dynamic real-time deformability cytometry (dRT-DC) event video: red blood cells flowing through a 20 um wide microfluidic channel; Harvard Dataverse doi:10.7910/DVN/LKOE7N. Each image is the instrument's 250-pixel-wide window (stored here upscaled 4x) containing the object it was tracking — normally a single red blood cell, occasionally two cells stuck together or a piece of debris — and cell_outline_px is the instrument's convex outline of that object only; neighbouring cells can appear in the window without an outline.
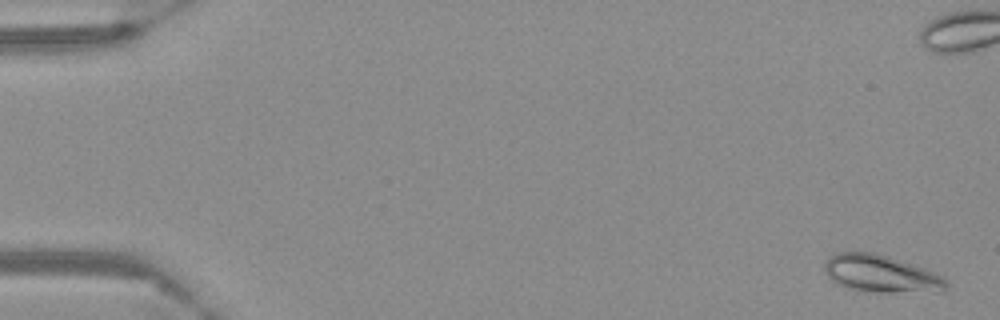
{"species": "Egyptian fruit bat (a non-hibernating species)", "species_latin": "Rousettus aegyptiacus", "temperature_condition": "warm", "stored_images_in_passage": 59, "camera_frame_rate_fps": 3000, "um_per_image_px": 0.085, "frame": {"image": 1, "passage_image": 2, "time_ms": 0.333, "image_size_px": [1000, 320], "cell_outline_px": [[948, 288], [944, 292], [856, 292], [844, 288], [836, 284], [824, 272], [824, 264], [828, 256], [836, 252], [872, 252], [888, 256], [916, 264], [936, 272], [944, 276], [948, 280]], "centroid_in_image_um": [74.91, 23.29], "position_along_channel_um": 10.1, "area_um2": 27.51}}
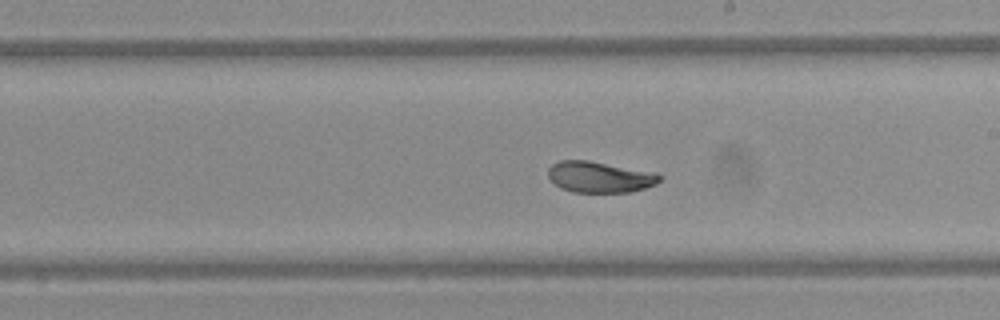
{"frame": {"image": 2, "passage_image": 34, "time_ms": 11.0, "image_size_px": [1000, 320], "cell_outline_px": [[664, 176], [656, 184], [632, 192], [572, 192], [560, 188], [548, 176], [548, 168], [552, 164], [560, 160], [588, 160], [656, 172]], "centroid_in_image_um": [51.0, 15.04], "position_along_channel_um": 238.0, "area_um2": 20.35}}
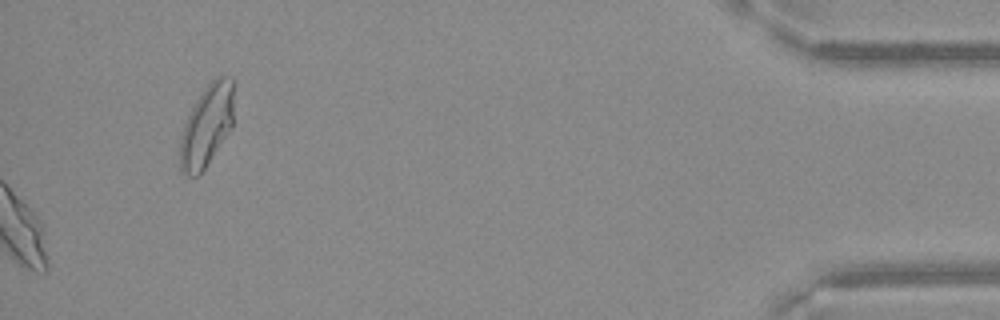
{"frame": {"image": 3, "passage_image": 59, "time_ms": 19.333, "image_size_px": [1000, 320], "cell_outline_px": [[232, 128], [200, 176], [188, 176], [180, 172], [180, 136], [184, 124], [196, 100], [204, 88], [216, 76], [224, 76], [232, 80]], "centroid_in_image_um": [17.54, 10.75], "position_along_channel_um": 417.7, "area_um2": 25.55}}